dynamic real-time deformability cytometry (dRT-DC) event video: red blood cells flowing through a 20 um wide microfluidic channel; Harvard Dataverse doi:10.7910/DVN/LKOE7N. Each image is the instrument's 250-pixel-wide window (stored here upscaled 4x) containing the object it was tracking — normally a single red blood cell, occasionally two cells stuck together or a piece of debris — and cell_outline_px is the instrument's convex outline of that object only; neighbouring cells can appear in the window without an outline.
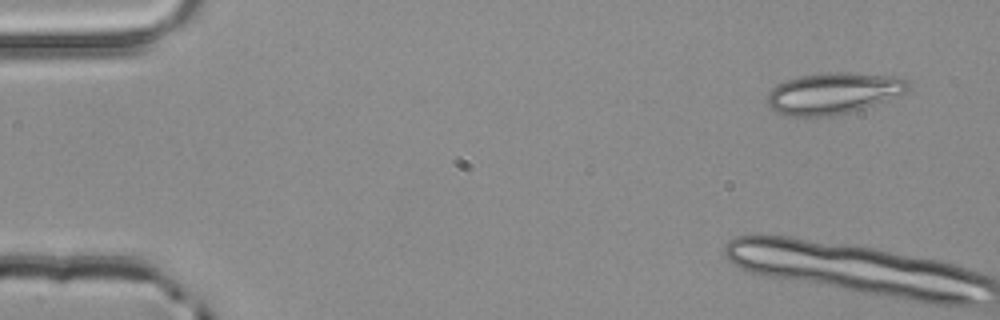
{"species": "common noctule bat (a hibernating species)", "species_latin": "Nyctalus noctula", "temperature_condition": "room temperature", "stored_images_in_passage": 4, "camera_frame_rate_fps": 3000, "um_per_image_px": 0.085, "animal": {"sex": "male", "body_mass_g": 20.4}, "frame": {"image": 1, "passage_image": 1, "time_ms": 0.0, "image_size_px": [1000, 320], "cell_outline_px": [[912, 84], [908, 92], [852, 112], [832, 116], [788, 116], [776, 112], [768, 104], [768, 92], [776, 84], [800, 76], [824, 72], [848, 72], [900, 76], [908, 80]], "centroid_in_image_um": [70.89, 7.91], "position_along_channel_um": 14.1, "area_um2": 34.33}}